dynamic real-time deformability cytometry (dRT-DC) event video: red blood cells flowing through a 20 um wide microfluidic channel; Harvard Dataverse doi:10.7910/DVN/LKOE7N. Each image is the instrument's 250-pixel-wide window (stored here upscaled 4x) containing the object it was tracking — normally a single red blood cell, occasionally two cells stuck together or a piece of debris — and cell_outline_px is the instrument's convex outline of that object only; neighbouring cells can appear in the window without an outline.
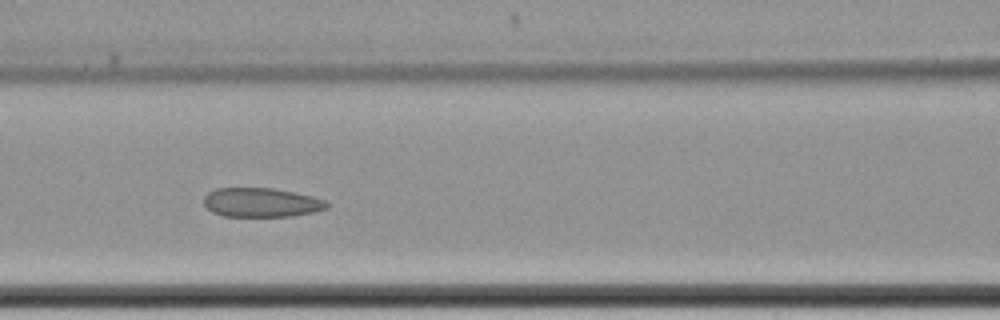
{"species": "common noctule bat (a hibernating species)", "species_latin": "Nyctalus noctula", "temperature_condition": "cold", "stored_images_in_passage": 15, "camera_frame_rate_fps": 3000, "um_per_image_px": 0.085, "animal": {"sex": "female", "body_mass_g": 22.7, "forearm_length_mm": 54.2}, "frame": {"image": 1, "passage_image": 7, "time_ms": 8.0, "image_size_px": [1000, 320], "cell_outline_px": [[328, 208], [312, 212], [292, 216], [224, 216], [212, 212], [204, 204], [204, 196], [208, 192], [216, 188], [272, 188], [312, 196], [324, 200], [328, 204]], "centroid_in_image_um": [22.18, 17.21], "position_along_channel_um": 144.4, "area_um2": 20.75}}
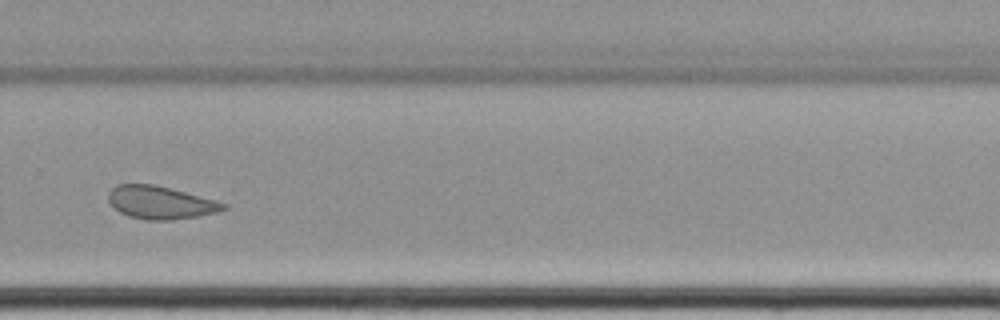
{"frame": {"image": 2, "passage_image": 11, "time_ms": 13.0, "image_size_px": [1000, 320], "cell_outline_px": [[228, 208], [216, 212], [196, 216], [172, 220], [148, 220], [128, 216], [120, 212], [108, 200], [108, 192], [116, 184], [156, 184], [228, 204]], "centroid_in_image_um": [13.62, 17.21], "position_along_channel_um": 316.2, "area_um2": 21.85}}
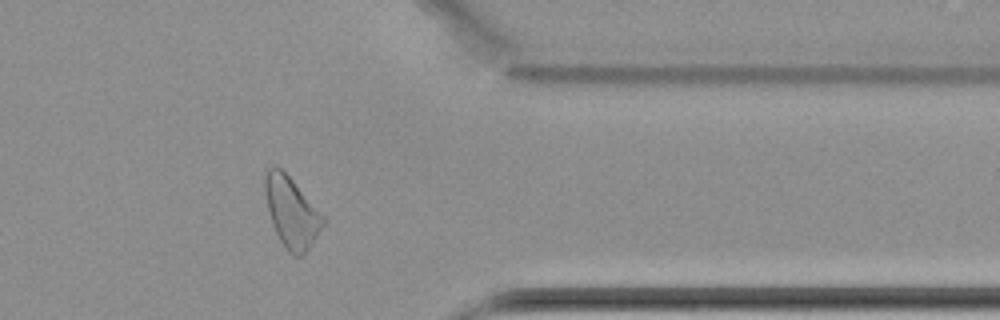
{"frame": {"image": 3, "passage_image": 13, "time_ms": 15.333, "image_size_px": [1000, 320], "cell_outline_px": [[328, 220], [308, 248], [300, 256], [292, 256], [284, 248], [272, 224], [264, 192], [264, 172], [272, 164], [280, 168], [292, 180]], "centroid_in_image_um": [24.77, 18.03], "position_along_channel_um": 386.6, "area_um2": 23.81}, "authors_computed_cell_mechanics": {"area_um2": 23.8136, "velocity_mm_per_s": 3.4337, "shape_relaxation_time_tau1_ms": null, "shape_relaxation_time_tau2_ms": 7.1389, "deformation_change_tau1": null, "deformation_change_tau2": 0.0908}}